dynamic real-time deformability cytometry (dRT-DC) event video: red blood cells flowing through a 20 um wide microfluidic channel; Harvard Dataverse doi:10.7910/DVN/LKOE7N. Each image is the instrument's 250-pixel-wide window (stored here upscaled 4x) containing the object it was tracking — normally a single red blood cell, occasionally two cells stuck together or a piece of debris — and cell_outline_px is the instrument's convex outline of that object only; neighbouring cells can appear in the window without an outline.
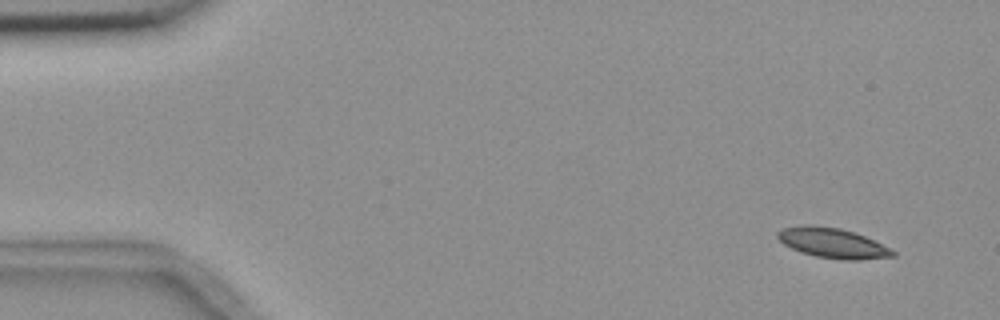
{"species": "common noctule bat (a hibernating species)", "species_latin": "Nyctalus noctula", "temperature_condition": "room temperature", "stored_images_in_passage": 8, "camera_frame_rate_fps": 3000, "um_per_image_px": 0.085, "animal": {"sex": "female", "body_mass_g": 18.4}, "frame": {"image": 1, "passage_image": 1, "time_ms": 0.0, "image_size_px": [1000, 320], "cell_outline_px": [[896, 256], [860, 260], [840, 260], [816, 256], [800, 252], [784, 244], [776, 236], [776, 232], [784, 228], [800, 224], [808, 224], [840, 228], [864, 236], [896, 252]], "centroid_in_image_um": [70.73, 20.65], "position_along_channel_um": 14.3, "area_um2": 20.06}}
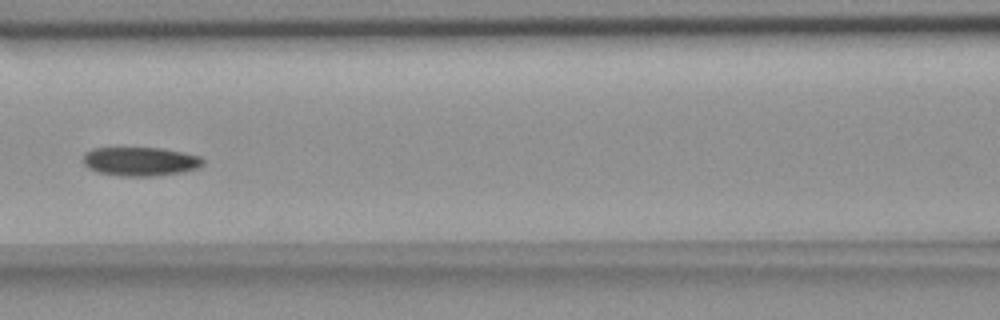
{"frame": {"image": 2, "passage_image": 7, "time_ms": 7.0, "image_size_px": [1000, 320], "cell_outline_px": [[204, 164], [200, 168], [180, 172], [152, 176], [120, 176], [96, 172], [88, 168], [84, 164], [84, 152], [92, 148], [164, 148], [184, 152], [200, 156], [204, 160]], "centroid_in_image_um": [11.93, 13.72], "position_along_channel_um": 154.7, "area_um2": 20.35}}
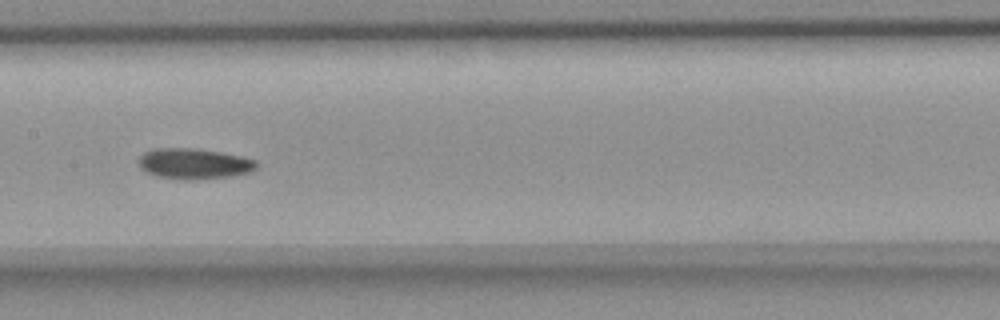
{"frame": {"image": 3, "passage_image": 8, "time_ms": 8.0, "image_size_px": [1000, 320], "cell_outline_px": [[260, 164], [252, 172], [232, 176], [192, 180], [184, 180], [160, 176], [148, 172], [140, 168], [136, 160], [144, 152], [156, 148], [196, 148], [244, 156], [256, 160]], "centroid_in_image_um": [16.53, 13.91], "position_along_channel_um": 190.9, "area_um2": 21.33}}